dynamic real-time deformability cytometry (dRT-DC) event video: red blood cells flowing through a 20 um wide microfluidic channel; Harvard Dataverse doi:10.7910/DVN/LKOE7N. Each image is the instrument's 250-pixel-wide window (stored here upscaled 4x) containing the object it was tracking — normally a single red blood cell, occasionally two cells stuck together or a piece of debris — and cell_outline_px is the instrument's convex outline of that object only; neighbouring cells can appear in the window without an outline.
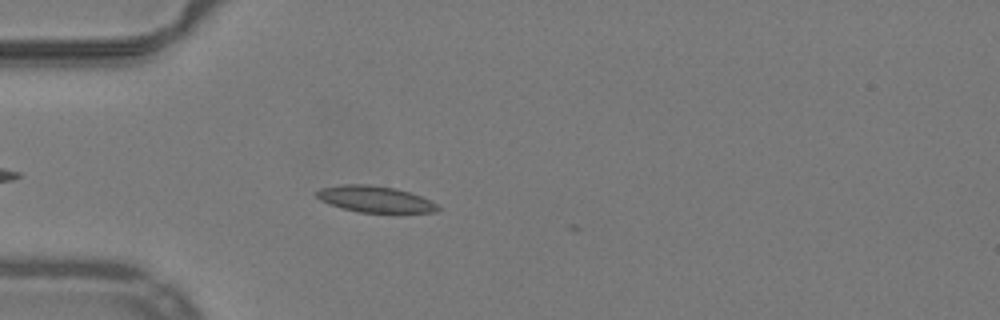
{"species": "common noctule bat (a hibernating species)", "species_latin": "Nyctalus noctula", "temperature_condition": "warm", "stored_images_in_passage": 6, "camera_frame_rate_fps": 3000, "um_per_image_px": 0.085, "animal": {"sex": "male", "body_mass_g": 19.2, "forearm_length_mm": 51.8}, "frame": {"image": 1, "passage_image": 1, "time_ms": 0.0, "image_size_px": [1000, 320], "cell_outline_px": [[440, 208], [436, 212], [356, 212], [328, 204], [320, 200], [316, 196], [316, 192], [320, 188], [344, 184], [368, 184], [396, 188], [420, 196], [436, 204]], "centroid_in_image_um": [31.82, 16.92], "position_along_channel_um": 53.2, "area_um2": 18.44}}
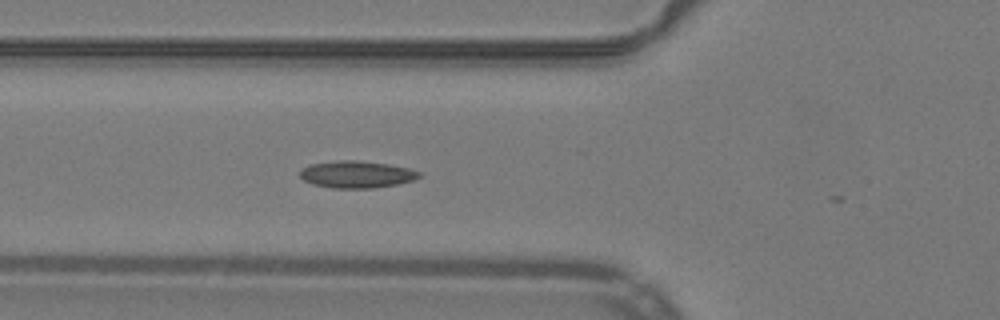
{"frame": {"image": 2, "passage_image": 5, "time_ms": 1.333, "image_size_px": [1000, 320], "cell_outline_px": [[420, 176], [412, 180], [396, 184], [372, 188], [332, 188], [312, 184], [304, 180], [300, 176], [300, 168], [308, 164], [340, 160], [356, 160], [388, 164], [408, 168], [420, 172]], "centroid_in_image_um": [30.25, 14.82], "position_along_channel_um": 95.5, "area_um2": 18.73}}